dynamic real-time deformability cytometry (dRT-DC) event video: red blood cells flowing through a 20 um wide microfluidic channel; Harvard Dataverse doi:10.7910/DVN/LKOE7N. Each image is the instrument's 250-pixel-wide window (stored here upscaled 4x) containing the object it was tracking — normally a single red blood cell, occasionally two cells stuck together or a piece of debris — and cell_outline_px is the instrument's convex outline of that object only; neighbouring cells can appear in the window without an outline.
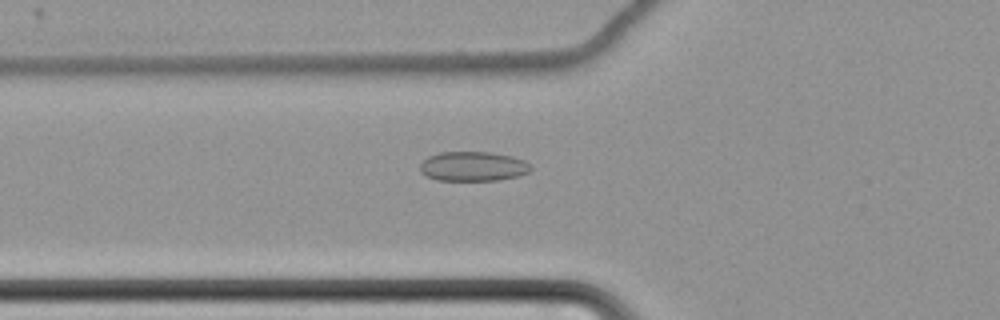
{"species": "common noctule bat (a hibernating species)", "species_latin": "Nyctalus noctula", "temperature_condition": "cold", "stored_images_in_passage": 62, "camera_frame_rate_fps": 3000, "um_per_image_px": 0.085, "animal": {"sex": "female", "body_mass_g": 22.7, "forearm_length_mm": 54.2}, "frame": {"image": 1, "passage_image": 25, "time_ms": 8.0, "image_size_px": [1000, 320], "cell_outline_px": [[532, 168], [528, 172], [520, 176], [496, 180], [436, 180], [424, 176], [420, 172], [420, 164], [428, 156], [440, 152], [492, 152], [512, 156], [524, 160], [532, 164]], "centroid_in_image_um": [40.21, 14.14], "position_along_channel_um": 85.6, "area_um2": 19.31}}
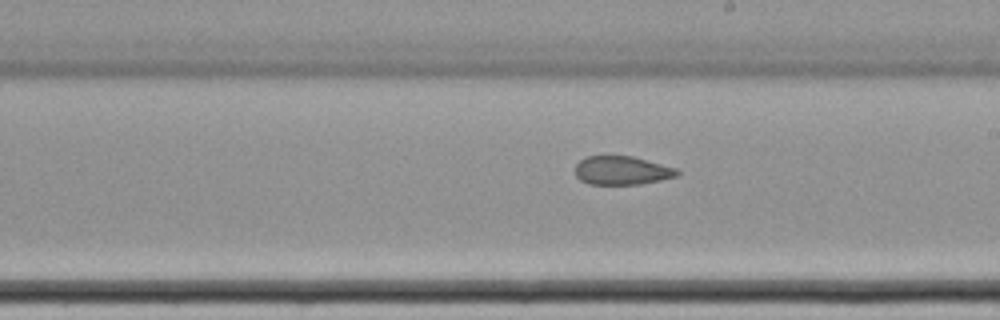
{"frame": {"image": 2, "passage_image": 38, "time_ms": 12.333, "image_size_px": [1000, 320], "cell_outline_px": [[680, 172], [676, 176], [660, 180], [640, 184], [588, 184], [580, 180], [576, 176], [576, 164], [580, 160], [588, 156], [632, 156], [676, 168]], "centroid_in_image_um": [52.85, 14.49], "position_along_channel_um": 236.2, "area_um2": 16.88}}
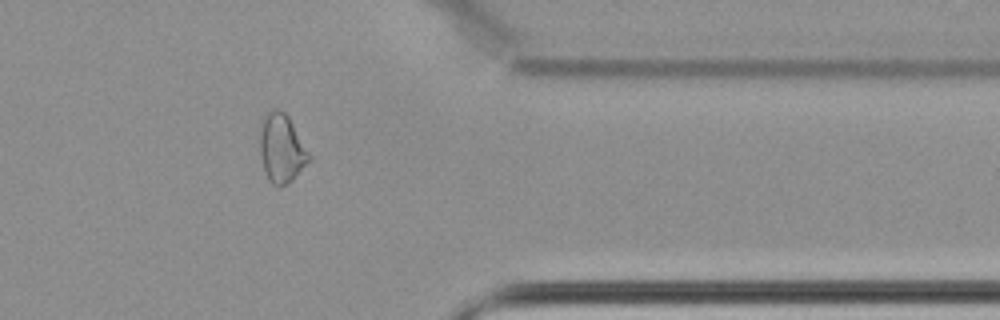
{"frame": {"image": 3, "passage_image": 52, "time_ms": 17.0, "image_size_px": [1000, 320], "cell_outline_px": [[312, 160], [288, 184], [280, 188], [276, 188], [268, 180], [260, 156], [260, 128], [264, 116], [272, 108], [280, 108], [288, 116], [312, 156]], "centroid_in_image_um": [23.95, 12.64], "position_along_channel_um": 387.4, "area_um2": 20.06}, "authors_computed_cell_mechanics": {"area_um2": 20.6924, "velocity_mm_per_s": 3.4773, "shape_relaxation_time_tau1_ms": null, "shape_relaxation_time_tau2_ms": 3.9629, "deformation_change_tau1": null, "deformation_change_tau2": 0.0829}}